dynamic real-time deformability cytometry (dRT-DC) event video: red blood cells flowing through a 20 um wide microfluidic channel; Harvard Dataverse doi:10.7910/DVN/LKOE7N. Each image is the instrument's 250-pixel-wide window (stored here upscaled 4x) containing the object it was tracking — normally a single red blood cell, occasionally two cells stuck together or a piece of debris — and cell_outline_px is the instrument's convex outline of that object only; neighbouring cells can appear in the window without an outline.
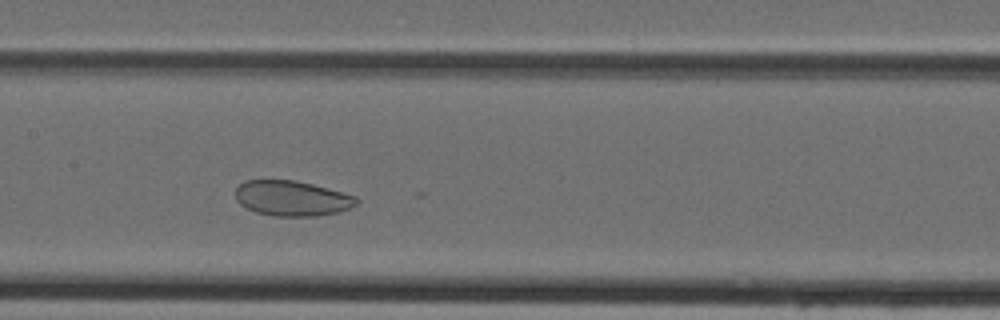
{"species": "Egyptian fruit bat (a non-hibernating species)", "species_latin": "Rousettus aegyptiacus", "temperature_condition": "cold", "stored_images_in_passage": 33, "camera_frame_rate_fps": 3000, "um_per_image_px": 0.085, "animal": {"sex": "female"}, "frame": {"image": 1, "passage_image": 16, "time_ms": 5.0, "image_size_px": [1000, 320], "cell_outline_px": [[360, 200], [356, 204], [340, 212], [316, 216], [272, 216], [256, 212], [240, 204], [236, 200], [236, 188], [244, 180], [296, 180], [312, 184], [356, 196]], "centroid_in_image_um": [24.81, 16.86], "position_along_channel_um": 182.6, "area_um2": 24.85}}
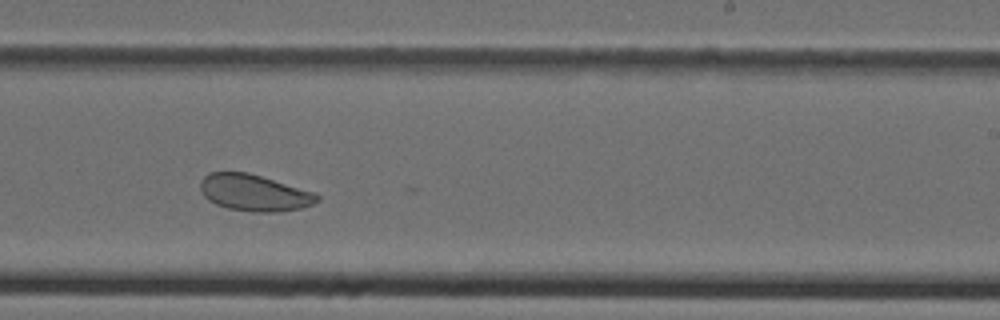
{"frame": {"image": 2, "passage_image": 22, "time_ms": 7.0, "image_size_px": [1000, 320], "cell_outline_px": [[320, 200], [312, 204], [300, 208], [280, 212], [252, 212], [228, 208], [216, 204], [208, 200], [204, 196], [200, 188], [200, 180], [208, 172], [248, 172], [316, 192], [320, 196]], "centroid_in_image_um": [21.62, 16.38], "position_along_channel_um": 267.4, "area_um2": 25.09}}
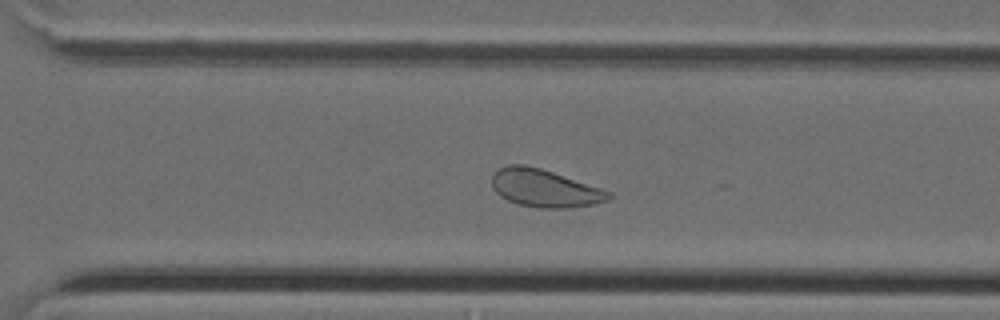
{"frame": {"image": 3, "passage_image": 26, "time_ms": 8.333, "image_size_px": [1000, 320], "cell_outline_px": [[612, 196], [608, 200], [596, 204], [568, 208], [540, 208], [516, 204], [500, 196], [492, 188], [492, 176], [500, 168], [508, 164], [524, 164], [540, 168], [612, 192]], "centroid_in_image_um": [46.28, 16.01], "position_along_channel_um": 324.3, "area_um2": 25.61}}